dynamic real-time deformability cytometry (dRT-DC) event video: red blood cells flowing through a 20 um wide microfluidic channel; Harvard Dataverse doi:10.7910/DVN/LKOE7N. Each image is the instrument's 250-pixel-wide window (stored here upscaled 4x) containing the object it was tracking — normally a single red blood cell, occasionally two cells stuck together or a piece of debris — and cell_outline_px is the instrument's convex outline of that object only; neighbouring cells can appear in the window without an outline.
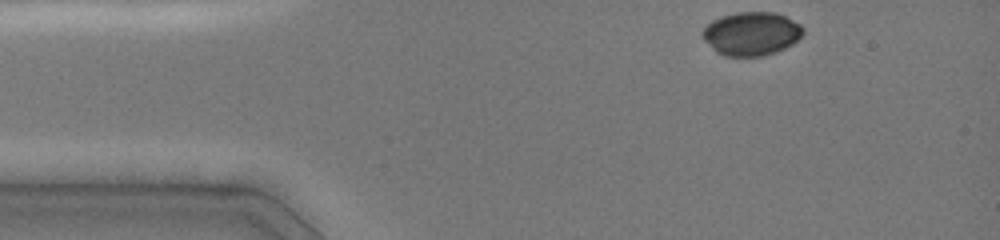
{"species": "common noctule bat (a hibernating species)", "species_latin": "Nyctalus noctula", "temperature_condition": "cold", "stored_images_in_passage": 30, "camera_frame_rate_fps": 3000, "um_per_image_px": 0.085, "animal": {"sex": "female", "body_mass_g": 19.0, "forearm_length_mm": 51.5}, "frame": {"image": 1, "passage_image": 1, "time_ms": 0.0, "image_size_px": [1000, 240], "cell_outline_px": [[804, 32], [792, 44], [776, 52], [764, 56], [724, 56], [716, 52], [700, 36], [700, 32], [712, 20], [720, 16], [736, 12], [776, 12], [800, 24], [804, 28]], "centroid_in_image_um": [63.83, 2.86], "position_along_channel_um": 21.2, "area_um2": 25.66}}
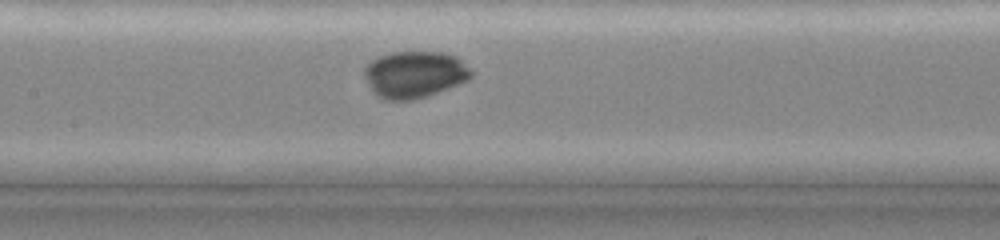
{"frame": {"image": 2, "passage_image": 19, "time_ms": 5.333, "image_size_px": [1000, 240], "cell_outline_px": [[472, 76], [468, 80], [460, 84], [428, 96], [412, 100], [384, 100], [376, 96], [368, 84], [364, 76], [364, 68], [372, 60], [380, 56], [392, 52], [444, 52], [456, 56], [472, 72]], "centroid_in_image_um": [35.23, 6.34], "position_along_channel_um": 172.2, "area_um2": 29.19}}
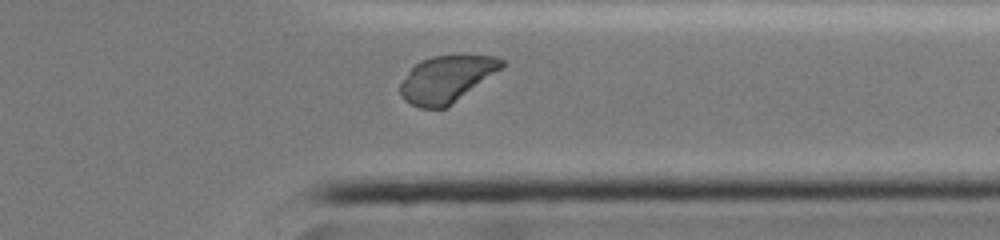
{"frame": {"image": 3, "passage_image": 27, "time_ms": 10.333, "image_size_px": [1000, 240], "cell_outline_px": [[504, 68], [448, 108], [420, 108], [404, 100], [400, 96], [400, 84], [408, 72], [420, 60], [432, 56], [496, 56], [504, 60]], "centroid_in_image_um": [37.99, 6.74], "position_along_channel_um": 373.4, "area_um2": 27.8}, "authors_computed_cell_mechanics": {"area_um2": 28.4665, "velocity_mm_per_s": 4.0132, "shape_relaxation_time_tau1_ms": 2.1166, "shape_relaxation_time_tau2_ms": null, "deformation_change_tau1": 0.1311, "deformation_change_tau2": null}}